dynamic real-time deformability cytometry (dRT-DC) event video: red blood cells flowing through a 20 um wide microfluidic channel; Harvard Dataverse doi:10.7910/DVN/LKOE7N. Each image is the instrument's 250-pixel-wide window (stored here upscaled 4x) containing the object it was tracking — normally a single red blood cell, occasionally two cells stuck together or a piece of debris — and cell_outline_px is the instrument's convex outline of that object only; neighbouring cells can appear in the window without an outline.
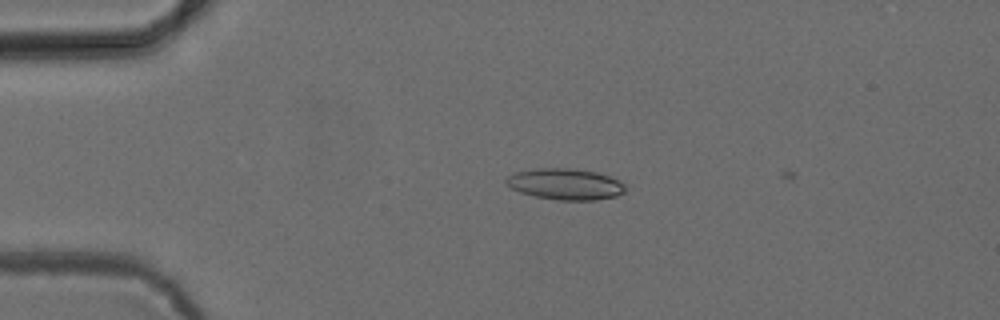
{"species": "common noctule bat (a hibernating species)", "species_latin": "Nyctalus noctula", "temperature_condition": "cold", "stored_images_in_passage": 3, "camera_frame_rate_fps": 3000, "um_per_image_px": 0.085, "animal": {"sex": "female", "body_mass_g": 24.6, "forearm_length_mm": 56.2}, "frame": {"image": 1, "passage_image": 2, "time_ms": 0.333, "image_size_px": [1000, 320], "cell_outline_px": [[628, 188], [624, 192], [616, 196], [596, 200], [560, 200], [536, 196], [520, 192], [512, 188], [504, 180], [508, 176], [516, 172], [536, 168], [572, 168], [596, 172], [608, 176], [624, 184]], "centroid_in_image_um": [48.07, 15.65], "position_along_channel_um": 36.9, "area_um2": 21.5}}